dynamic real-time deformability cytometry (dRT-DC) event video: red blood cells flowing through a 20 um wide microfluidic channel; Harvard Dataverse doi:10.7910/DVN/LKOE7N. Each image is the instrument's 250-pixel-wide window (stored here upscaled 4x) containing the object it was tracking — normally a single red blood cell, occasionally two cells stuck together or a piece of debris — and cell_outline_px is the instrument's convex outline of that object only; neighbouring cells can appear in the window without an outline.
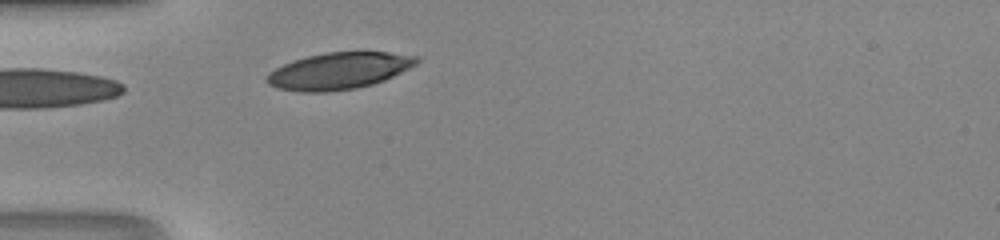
{"species": "human", "species_latin": "Homo sapiens", "temperature_condition": "room temperature", "stored_images_in_passage": 24, "camera_frame_rate_fps": 3000, "um_per_image_px": 0.085, "donor": {"sex": "male"}, "frame": {"image": 1, "passage_image": 1, "time_ms": 0.0, "image_size_px": [1000, 240], "cell_outline_px": [[420, 60], [416, 64], [384, 80], [372, 84], [356, 88], [328, 92], [300, 92], [276, 88], [268, 84], [264, 80], [268, 72], [292, 60], [324, 52], [388, 52], [420, 56]], "centroid_in_image_um": [28.77, 6.02], "position_along_channel_um": 56.2, "area_um2": 32.14}}
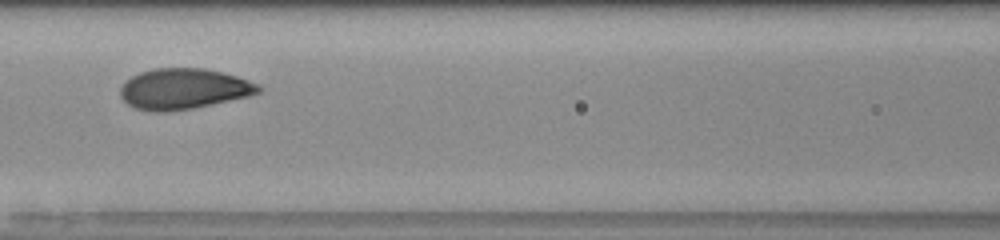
{"frame": {"image": 2, "passage_image": 8, "time_ms": 2.333, "image_size_px": [1000, 240], "cell_outline_px": [[264, 88], [260, 92], [248, 96], [192, 108], [168, 112], [152, 112], [136, 108], [128, 104], [120, 96], [120, 88], [132, 76], [140, 72], [156, 68], [204, 68], [236, 76], [260, 84]], "centroid_in_image_um": [15.62, 7.55], "position_along_channel_um": 151.0, "area_um2": 32.6}}
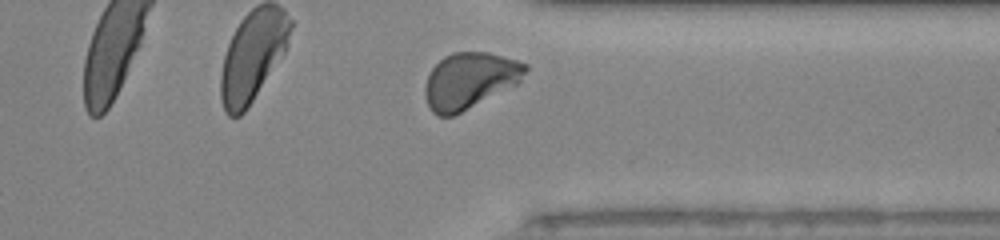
{"frame": {"image": 3, "passage_image": 23, "time_ms": 7.333, "image_size_px": [1000, 240], "cell_outline_px": [[528, 68], [520, 80], [516, 84], [452, 116], [436, 116], [428, 108], [424, 96], [424, 88], [428, 76], [432, 68], [444, 56], [452, 52], [488, 52], [516, 60], [528, 64]], "centroid_in_image_um": [39.88, 6.84], "position_along_channel_um": 371.5, "area_um2": 32.54}}